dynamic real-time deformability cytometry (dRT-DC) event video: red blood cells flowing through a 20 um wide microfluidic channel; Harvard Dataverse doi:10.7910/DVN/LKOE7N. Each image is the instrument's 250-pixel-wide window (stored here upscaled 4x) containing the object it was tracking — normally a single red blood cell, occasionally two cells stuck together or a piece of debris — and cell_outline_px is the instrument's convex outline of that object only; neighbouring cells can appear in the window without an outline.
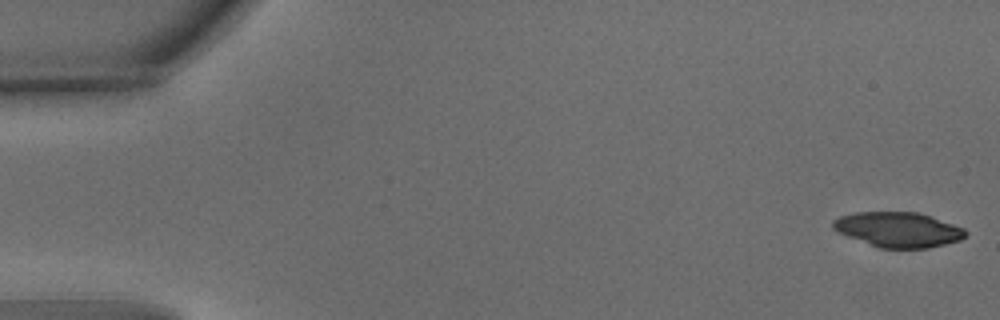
{"species": "common noctule bat (a hibernating species)", "species_latin": "Nyctalus noctula", "temperature_condition": "warm", "stored_images_in_passage": 53, "camera_frame_rate_fps": 3000, "um_per_image_px": 0.085, "animal": {"sex": "male", "body_mass_g": 15.6}, "frame": {"image": 1, "passage_image": 1, "time_ms": 0.0, "image_size_px": [1000, 320], "cell_outline_px": [[968, 232], [960, 240], [928, 248], [880, 248], [848, 236], [832, 228], [832, 220], [840, 216], [856, 212], [916, 212], [932, 216], [964, 228]], "centroid_in_image_um": [76.36, 19.51], "position_along_channel_um": 8.6, "area_um2": 26.88}}
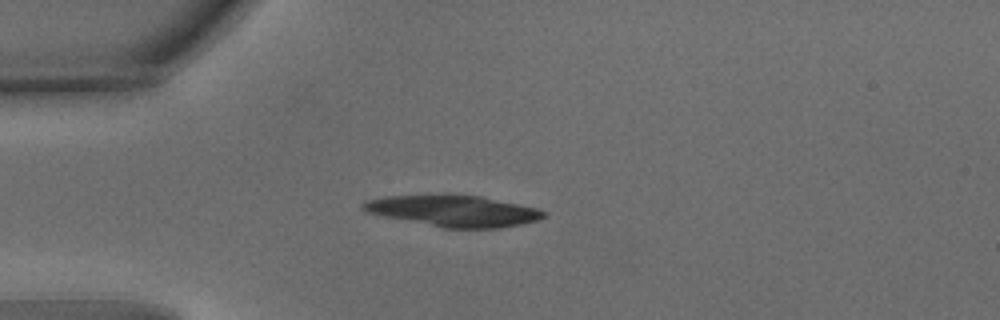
{"frame": {"image": 2, "passage_image": 14, "time_ms": 4.333, "image_size_px": [1000, 320], "cell_outline_px": [[548, 216], [540, 220], [500, 228], [444, 228], [384, 216], [368, 212], [360, 208], [360, 204], [368, 200], [388, 196], [444, 192], [452, 192], [480, 196], [536, 208], [544, 212]], "centroid_in_image_um": [38.53, 17.89], "position_along_channel_um": 46.5, "area_um2": 33.52}}